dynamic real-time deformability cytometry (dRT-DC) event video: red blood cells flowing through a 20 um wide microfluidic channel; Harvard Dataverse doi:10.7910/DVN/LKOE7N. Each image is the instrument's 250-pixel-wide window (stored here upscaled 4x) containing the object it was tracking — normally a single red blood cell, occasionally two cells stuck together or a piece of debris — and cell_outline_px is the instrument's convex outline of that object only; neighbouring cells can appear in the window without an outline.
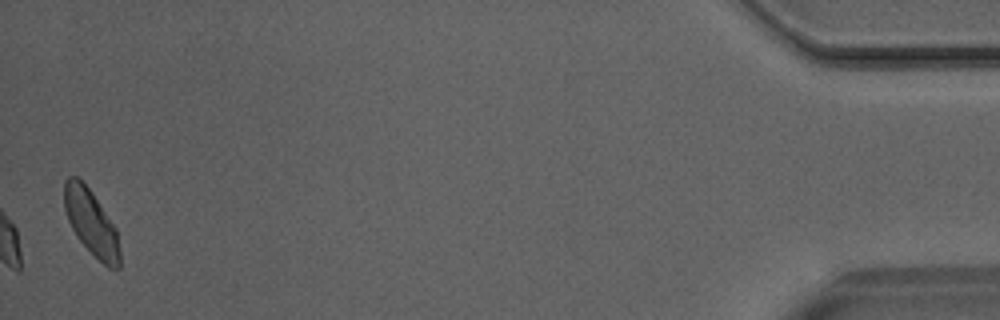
{"species": "Egyptian fruit bat (a non-hibernating species)", "species_latin": "Rousettus aegyptiacus", "temperature_condition": "room temperature", "stored_images_in_passage": 47, "camera_frame_rate_fps": 3000, "um_per_image_px": 0.085, "animal": {"sex": "male"}, "frame": {"image": 1, "passage_image": 47, "time_ms": 15.333, "image_size_px": [1000, 320], "cell_outline_px": [[120, 268], [108, 268], [76, 236], [68, 220], [64, 208], [64, 180], [68, 176], [76, 176], [92, 192], [116, 228], [120, 252]], "centroid_in_image_um": [7.75, 18.9], "position_along_channel_um": 427.5, "area_um2": 20.92}}